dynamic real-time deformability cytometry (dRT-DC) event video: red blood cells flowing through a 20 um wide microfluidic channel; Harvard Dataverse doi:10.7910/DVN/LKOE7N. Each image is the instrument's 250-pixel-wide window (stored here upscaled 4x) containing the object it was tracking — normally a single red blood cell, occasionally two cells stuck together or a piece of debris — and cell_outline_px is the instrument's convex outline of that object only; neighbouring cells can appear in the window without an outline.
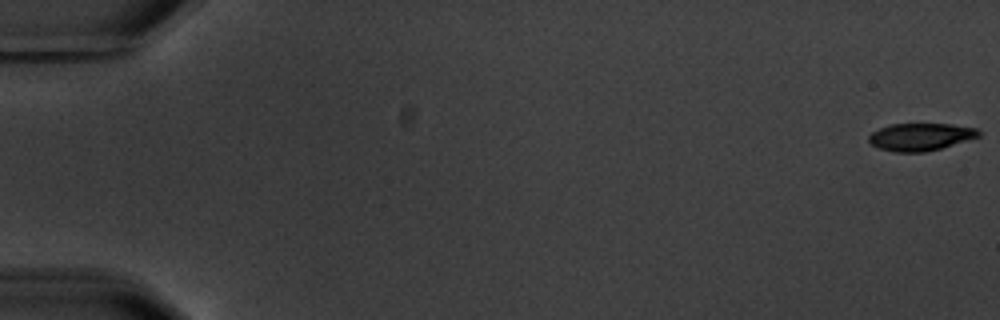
{"species": "common noctule bat (a hibernating species)", "species_latin": "Nyctalus noctula", "temperature_condition": "warm", "stored_images_in_passage": 5, "camera_frame_rate_fps": 3000, "um_per_image_px": 0.085, "animal": {"sex": "male", "body_mass_g": 20.1, "forearm_length_mm": 53.5}, "frame": {"image": 1, "passage_image": 1, "time_ms": 0.0, "image_size_px": [1000, 320], "cell_outline_px": [[980, 136], [940, 148], [924, 152], [896, 152], [880, 148], [872, 144], [868, 140], [868, 136], [872, 132], [880, 128], [892, 124], [952, 124], [976, 128], [980, 132]], "centroid_in_image_um": [78.24, 11.62], "position_along_channel_um": 6.8, "area_um2": 17.34}}
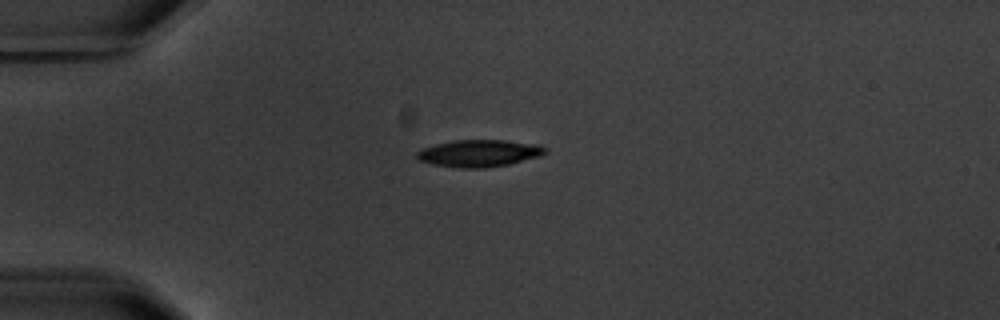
{"frame": {"image": 2, "passage_image": 5, "time_ms": 5.0, "image_size_px": [1000, 320], "cell_outline_px": [[548, 152], [540, 156], [508, 164], [484, 168], [460, 168], [432, 164], [420, 160], [416, 156], [416, 152], [424, 148], [436, 144], [452, 140], [504, 140], [540, 144], [548, 148]], "centroid_in_image_um": [40.77, 13.02], "position_along_channel_um": 44.2, "area_um2": 20.29}}